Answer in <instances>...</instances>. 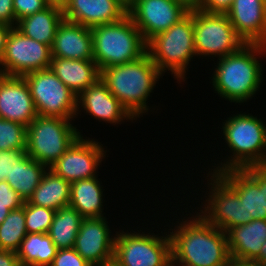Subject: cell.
Returning a JSON list of instances; mask_svg holds the SVG:
<instances>
[{
  "mask_svg": "<svg viewBox=\"0 0 266 266\" xmlns=\"http://www.w3.org/2000/svg\"><path fill=\"white\" fill-rule=\"evenodd\" d=\"M191 218L177 221L179 225L169 229L172 232L168 231L172 263L175 266H223L230 259L227 234L209 224L198 212Z\"/></svg>",
  "mask_w": 266,
  "mask_h": 266,
  "instance_id": "6da1fadb",
  "label": "cell"
},
{
  "mask_svg": "<svg viewBox=\"0 0 266 266\" xmlns=\"http://www.w3.org/2000/svg\"><path fill=\"white\" fill-rule=\"evenodd\" d=\"M264 53L265 44L246 43L238 51L218 58L210 82L215 93L230 103L241 104L253 98L264 81L263 65L259 63Z\"/></svg>",
  "mask_w": 266,
  "mask_h": 266,
  "instance_id": "7a4b0ae2",
  "label": "cell"
},
{
  "mask_svg": "<svg viewBox=\"0 0 266 266\" xmlns=\"http://www.w3.org/2000/svg\"><path fill=\"white\" fill-rule=\"evenodd\" d=\"M161 76L147 53L136 61L100 71L101 80L134 119L150 110L147 100Z\"/></svg>",
  "mask_w": 266,
  "mask_h": 266,
  "instance_id": "3957f363",
  "label": "cell"
},
{
  "mask_svg": "<svg viewBox=\"0 0 266 266\" xmlns=\"http://www.w3.org/2000/svg\"><path fill=\"white\" fill-rule=\"evenodd\" d=\"M224 121L221 132L232 155L209 172L217 174L229 169L266 166V123L263 119L244 112Z\"/></svg>",
  "mask_w": 266,
  "mask_h": 266,
  "instance_id": "277c9868",
  "label": "cell"
},
{
  "mask_svg": "<svg viewBox=\"0 0 266 266\" xmlns=\"http://www.w3.org/2000/svg\"><path fill=\"white\" fill-rule=\"evenodd\" d=\"M94 62L101 71L138 60L147 53V42L127 14L119 21L91 28Z\"/></svg>",
  "mask_w": 266,
  "mask_h": 266,
  "instance_id": "5b68a950",
  "label": "cell"
},
{
  "mask_svg": "<svg viewBox=\"0 0 266 266\" xmlns=\"http://www.w3.org/2000/svg\"><path fill=\"white\" fill-rule=\"evenodd\" d=\"M146 50L162 75L170 71L177 82H184L187 79L186 72L189 71L187 67L191 59L196 57L193 8L168 30L150 38Z\"/></svg>",
  "mask_w": 266,
  "mask_h": 266,
  "instance_id": "8992f818",
  "label": "cell"
},
{
  "mask_svg": "<svg viewBox=\"0 0 266 266\" xmlns=\"http://www.w3.org/2000/svg\"><path fill=\"white\" fill-rule=\"evenodd\" d=\"M72 120L37 115L27 126L26 153L50 168L80 137Z\"/></svg>",
  "mask_w": 266,
  "mask_h": 266,
  "instance_id": "52a82bcc",
  "label": "cell"
},
{
  "mask_svg": "<svg viewBox=\"0 0 266 266\" xmlns=\"http://www.w3.org/2000/svg\"><path fill=\"white\" fill-rule=\"evenodd\" d=\"M116 231L114 260L120 266H169L172 263L171 239L142 230Z\"/></svg>",
  "mask_w": 266,
  "mask_h": 266,
  "instance_id": "ba28073f",
  "label": "cell"
},
{
  "mask_svg": "<svg viewBox=\"0 0 266 266\" xmlns=\"http://www.w3.org/2000/svg\"><path fill=\"white\" fill-rule=\"evenodd\" d=\"M193 26L197 57L221 58L246 44L226 14L206 13L193 8Z\"/></svg>",
  "mask_w": 266,
  "mask_h": 266,
  "instance_id": "9c48e42d",
  "label": "cell"
},
{
  "mask_svg": "<svg viewBox=\"0 0 266 266\" xmlns=\"http://www.w3.org/2000/svg\"><path fill=\"white\" fill-rule=\"evenodd\" d=\"M23 77L30 88L38 115L74 121L77 115V96L50 68L34 71Z\"/></svg>",
  "mask_w": 266,
  "mask_h": 266,
  "instance_id": "30bf717a",
  "label": "cell"
},
{
  "mask_svg": "<svg viewBox=\"0 0 266 266\" xmlns=\"http://www.w3.org/2000/svg\"><path fill=\"white\" fill-rule=\"evenodd\" d=\"M51 47L37 42L13 27L0 58V74L21 76L50 67Z\"/></svg>",
  "mask_w": 266,
  "mask_h": 266,
  "instance_id": "8fae6325",
  "label": "cell"
},
{
  "mask_svg": "<svg viewBox=\"0 0 266 266\" xmlns=\"http://www.w3.org/2000/svg\"><path fill=\"white\" fill-rule=\"evenodd\" d=\"M207 177H210L206 178L210 181L207 182L209 195L198 213L209 224L227 233L233 227L252 221L246 219V212L237 193L218 174L209 172Z\"/></svg>",
  "mask_w": 266,
  "mask_h": 266,
  "instance_id": "7c38bea8",
  "label": "cell"
},
{
  "mask_svg": "<svg viewBox=\"0 0 266 266\" xmlns=\"http://www.w3.org/2000/svg\"><path fill=\"white\" fill-rule=\"evenodd\" d=\"M190 9L191 7L181 0H133L127 14L147 42L178 23Z\"/></svg>",
  "mask_w": 266,
  "mask_h": 266,
  "instance_id": "4fadbf2b",
  "label": "cell"
},
{
  "mask_svg": "<svg viewBox=\"0 0 266 266\" xmlns=\"http://www.w3.org/2000/svg\"><path fill=\"white\" fill-rule=\"evenodd\" d=\"M83 138L80 136L49 168L70 183L98 176V167L106 157L107 149L101 142Z\"/></svg>",
  "mask_w": 266,
  "mask_h": 266,
  "instance_id": "5bb4252c",
  "label": "cell"
},
{
  "mask_svg": "<svg viewBox=\"0 0 266 266\" xmlns=\"http://www.w3.org/2000/svg\"><path fill=\"white\" fill-rule=\"evenodd\" d=\"M108 224L105 217L84 218L81 223L74 249L91 266L114 257L116 235H111Z\"/></svg>",
  "mask_w": 266,
  "mask_h": 266,
  "instance_id": "9a60e30c",
  "label": "cell"
},
{
  "mask_svg": "<svg viewBox=\"0 0 266 266\" xmlns=\"http://www.w3.org/2000/svg\"><path fill=\"white\" fill-rule=\"evenodd\" d=\"M37 115L25 78L0 74V118L27 127Z\"/></svg>",
  "mask_w": 266,
  "mask_h": 266,
  "instance_id": "2e32d148",
  "label": "cell"
},
{
  "mask_svg": "<svg viewBox=\"0 0 266 266\" xmlns=\"http://www.w3.org/2000/svg\"><path fill=\"white\" fill-rule=\"evenodd\" d=\"M80 108L91 117L110 124H122L124 120L133 122L135 119L122 106L120 101L111 94L107 85L99 78L93 85L77 96V115Z\"/></svg>",
  "mask_w": 266,
  "mask_h": 266,
  "instance_id": "e0dca14e",
  "label": "cell"
},
{
  "mask_svg": "<svg viewBox=\"0 0 266 266\" xmlns=\"http://www.w3.org/2000/svg\"><path fill=\"white\" fill-rule=\"evenodd\" d=\"M226 15L245 43L266 45V0H233Z\"/></svg>",
  "mask_w": 266,
  "mask_h": 266,
  "instance_id": "ac0fdd59",
  "label": "cell"
},
{
  "mask_svg": "<svg viewBox=\"0 0 266 266\" xmlns=\"http://www.w3.org/2000/svg\"><path fill=\"white\" fill-rule=\"evenodd\" d=\"M63 14L65 20L92 28L119 21L127 8L118 0H70Z\"/></svg>",
  "mask_w": 266,
  "mask_h": 266,
  "instance_id": "d6986e66",
  "label": "cell"
},
{
  "mask_svg": "<svg viewBox=\"0 0 266 266\" xmlns=\"http://www.w3.org/2000/svg\"><path fill=\"white\" fill-rule=\"evenodd\" d=\"M51 50L52 57L94 60L91 28L63 19Z\"/></svg>",
  "mask_w": 266,
  "mask_h": 266,
  "instance_id": "ffe728a7",
  "label": "cell"
},
{
  "mask_svg": "<svg viewBox=\"0 0 266 266\" xmlns=\"http://www.w3.org/2000/svg\"><path fill=\"white\" fill-rule=\"evenodd\" d=\"M230 258L260 263V249L266 241V220L256 219L227 233Z\"/></svg>",
  "mask_w": 266,
  "mask_h": 266,
  "instance_id": "44dd1931",
  "label": "cell"
},
{
  "mask_svg": "<svg viewBox=\"0 0 266 266\" xmlns=\"http://www.w3.org/2000/svg\"><path fill=\"white\" fill-rule=\"evenodd\" d=\"M217 174L237 193L246 219L264 220L263 188L244 169H229Z\"/></svg>",
  "mask_w": 266,
  "mask_h": 266,
  "instance_id": "7402d4cb",
  "label": "cell"
},
{
  "mask_svg": "<svg viewBox=\"0 0 266 266\" xmlns=\"http://www.w3.org/2000/svg\"><path fill=\"white\" fill-rule=\"evenodd\" d=\"M49 68L76 96L100 78L94 60L52 57Z\"/></svg>",
  "mask_w": 266,
  "mask_h": 266,
  "instance_id": "603a6c76",
  "label": "cell"
},
{
  "mask_svg": "<svg viewBox=\"0 0 266 266\" xmlns=\"http://www.w3.org/2000/svg\"><path fill=\"white\" fill-rule=\"evenodd\" d=\"M99 178L91 177L71 183L69 206L83 218L106 217L103 213V186Z\"/></svg>",
  "mask_w": 266,
  "mask_h": 266,
  "instance_id": "cb8c5ba5",
  "label": "cell"
},
{
  "mask_svg": "<svg viewBox=\"0 0 266 266\" xmlns=\"http://www.w3.org/2000/svg\"><path fill=\"white\" fill-rule=\"evenodd\" d=\"M63 19L62 10L48 7L22 18L17 22L16 28L25 36L52 48L56 30Z\"/></svg>",
  "mask_w": 266,
  "mask_h": 266,
  "instance_id": "d4e9b609",
  "label": "cell"
},
{
  "mask_svg": "<svg viewBox=\"0 0 266 266\" xmlns=\"http://www.w3.org/2000/svg\"><path fill=\"white\" fill-rule=\"evenodd\" d=\"M70 191L71 183L48 168L27 202L56 211L69 206Z\"/></svg>",
  "mask_w": 266,
  "mask_h": 266,
  "instance_id": "484cf974",
  "label": "cell"
},
{
  "mask_svg": "<svg viewBox=\"0 0 266 266\" xmlns=\"http://www.w3.org/2000/svg\"><path fill=\"white\" fill-rule=\"evenodd\" d=\"M57 251L47 233H27L16 253L22 266H50Z\"/></svg>",
  "mask_w": 266,
  "mask_h": 266,
  "instance_id": "4316f807",
  "label": "cell"
},
{
  "mask_svg": "<svg viewBox=\"0 0 266 266\" xmlns=\"http://www.w3.org/2000/svg\"><path fill=\"white\" fill-rule=\"evenodd\" d=\"M48 168L26 154L15 164L5 181L19 194L23 201L33 194Z\"/></svg>",
  "mask_w": 266,
  "mask_h": 266,
  "instance_id": "83f0119b",
  "label": "cell"
},
{
  "mask_svg": "<svg viewBox=\"0 0 266 266\" xmlns=\"http://www.w3.org/2000/svg\"><path fill=\"white\" fill-rule=\"evenodd\" d=\"M83 219L80 213L70 206L56 210L47 234L58 250L74 248Z\"/></svg>",
  "mask_w": 266,
  "mask_h": 266,
  "instance_id": "f1b7e54d",
  "label": "cell"
},
{
  "mask_svg": "<svg viewBox=\"0 0 266 266\" xmlns=\"http://www.w3.org/2000/svg\"><path fill=\"white\" fill-rule=\"evenodd\" d=\"M27 235L24 204L11 210L0 224V250L17 252Z\"/></svg>",
  "mask_w": 266,
  "mask_h": 266,
  "instance_id": "f546056e",
  "label": "cell"
},
{
  "mask_svg": "<svg viewBox=\"0 0 266 266\" xmlns=\"http://www.w3.org/2000/svg\"><path fill=\"white\" fill-rule=\"evenodd\" d=\"M26 131L23 124L0 118V151L26 150Z\"/></svg>",
  "mask_w": 266,
  "mask_h": 266,
  "instance_id": "4dcf8cb0",
  "label": "cell"
},
{
  "mask_svg": "<svg viewBox=\"0 0 266 266\" xmlns=\"http://www.w3.org/2000/svg\"><path fill=\"white\" fill-rule=\"evenodd\" d=\"M24 212L27 233H48L56 211L25 201Z\"/></svg>",
  "mask_w": 266,
  "mask_h": 266,
  "instance_id": "1f68e13d",
  "label": "cell"
},
{
  "mask_svg": "<svg viewBox=\"0 0 266 266\" xmlns=\"http://www.w3.org/2000/svg\"><path fill=\"white\" fill-rule=\"evenodd\" d=\"M45 0H13L15 23L22 18L48 8Z\"/></svg>",
  "mask_w": 266,
  "mask_h": 266,
  "instance_id": "d6a6232c",
  "label": "cell"
},
{
  "mask_svg": "<svg viewBox=\"0 0 266 266\" xmlns=\"http://www.w3.org/2000/svg\"><path fill=\"white\" fill-rule=\"evenodd\" d=\"M26 150L11 149L6 151H0V176L1 181L5 180L15 164L26 155Z\"/></svg>",
  "mask_w": 266,
  "mask_h": 266,
  "instance_id": "836d02e7",
  "label": "cell"
},
{
  "mask_svg": "<svg viewBox=\"0 0 266 266\" xmlns=\"http://www.w3.org/2000/svg\"><path fill=\"white\" fill-rule=\"evenodd\" d=\"M50 266H91L74 248L60 249Z\"/></svg>",
  "mask_w": 266,
  "mask_h": 266,
  "instance_id": "e575fe53",
  "label": "cell"
},
{
  "mask_svg": "<svg viewBox=\"0 0 266 266\" xmlns=\"http://www.w3.org/2000/svg\"><path fill=\"white\" fill-rule=\"evenodd\" d=\"M0 204L7 205L10 210L23 206L24 201L19 194L5 181H0Z\"/></svg>",
  "mask_w": 266,
  "mask_h": 266,
  "instance_id": "d590c367",
  "label": "cell"
},
{
  "mask_svg": "<svg viewBox=\"0 0 266 266\" xmlns=\"http://www.w3.org/2000/svg\"><path fill=\"white\" fill-rule=\"evenodd\" d=\"M232 4L233 0H197L194 8L206 13L226 14Z\"/></svg>",
  "mask_w": 266,
  "mask_h": 266,
  "instance_id": "8d00e7d4",
  "label": "cell"
},
{
  "mask_svg": "<svg viewBox=\"0 0 266 266\" xmlns=\"http://www.w3.org/2000/svg\"><path fill=\"white\" fill-rule=\"evenodd\" d=\"M243 169L263 188L264 220H266V166H248Z\"/></svg>",
  "mask_w": 266,
  "mask_h": 266,
  "instance_id": "74e56055",
  "label": "cell"
},
{
  "mask_svg": "<svg viewBox=\"0 0 266 266\" xmlns=\"http://www.w3.org/2000/svg\"><path fill=\"white\" fill-rule=\"evenodd\" d=\"M0 23L16 27L13 0H0Z\"/></svg>",
  "mask_w": 266,
  "mask_h": 266,
  "instance_id": "f35d334b",
  "label": "cell"
},
{
  "mask_svg": "<svg viewBox=\"0 0 266 266\" xmlns=\"http://www.w3.org/2000/svg\"><path fill=\"white\" fill-rule=\"evenodd\" d=\"M0 266H21L17 253L0 250Z\"/></svg>",
  "mask_w": 266,
  "mask_h": 266,
  "instance_id": "ab89813d",
  "label": "cell"
},
{
  "mask_svg": "<svg viewBox=\"0 0 266 266\" xmlns=\"http://www.w3.org/2000/svg\"><path fill=\"white\" fill-rule=\"evenodd\" d=\"M12 28V26L0 23V58L4 54L7 39Z\"/></svg>",
  "mask_w": 266,
  "mask_h": 266,
  "instance_id": "60d3db41",
  "label": "cell"
},
{
  "mask_svg": "<svg viewBox=\"0 0 266 266\" xmlns=\"http://www.w3.org/2000/svg\"><path fill=\"white\" fill-rule=\"evenodd\" d=\"M223 266H262L256 261L230 258Z\"/></svg>",
  "mask_w": 266,
  "mask_h": 266,
  "instance_id": "b9f144b4",
  "label": "cell"
},
{
  "mask_svg": "<svg viewBox=\"0 0 266 266\" xmlns=\"http://www.w3.org/2000/svg\"><path fill=\"white\" fill-rule=\"evenodd\" d=\"M49 7H55L60 10H64L69 4L70 0H45Z\"/></svg>",
  "mask_w": 266,
  "mask_h": 266,
  "instance_id": "7bdbcfd3",
  "label": "cell"
},
{
  "mask_svg": "<svg viewBox=\"0 0 266 266\" xmlns=\"http://www.w3.org/2000/svg\"><path fill=\"white\" fill-rule=\"evenodd\" d=\"M10 211L11 210L7 207V205L0 204V224L5 220Z\"/></svg>",
  "mask_w": 266,
  "mask_h": 266,
  "instance_id": "ee69618b",
  "label": "cell"
},
{
  "mask_svg": "<svg viewBox=\"0 0 266 266\" xmlns=\"http://www.w3.org/2000/svg\"><path fill=\"white\" fill-rule=\"evenodd\" d=\"M260 265L266 266V241L263 243L260 249Z\"/></svg>",
  "mask_w": 266,
  "mask_h": 266,
  "instance_id": "f6af8a7d",
  "label": "cell"
},
{
  "mask_svg": "<svg viewBox=\"0 0 266 266\" xmlns=\"http://www.w3.org/2000/svg\"><path fill=\"white\" fill-rule=\"evenodd\" d=\"M94 266H120V265L113 258L110 261L103 262V263H100V264H96Z\"/></svg>",
  "mask_w": 266,
  "mask_h": 266,
  "instance_id": "bcb514c9",
  "label": "cell"
},
{
  "mask_svg": "<svg viewBox=\"0 0 266 266\" xmlns=\"http://www.w3.org/2000/svg\"><path fill=\"white\" fill-rule=\"evenodd\" d=\"M120 3H122L127 9L131 6L133 3V0H118Z\"/></svg>",
  "mask_w": 266,
  "mask_h": 266,
  "instance_id": "7dc6e473",
  "label": "cell"
},
{
  "mask_svg": "<svg viewBox=\"0 0 266 266\" xmlns=\"http://www.w3.org/2000/svg\"><path fill=\"white\" fill-rule=\"evenodd\" d=\"M181 1L185 2L191 8H194L197 3V0H181Z\"/></svg>",
  "mask_w": 266,
  "mask_h": 266,
  "instance_id": "c3c4849f",
  "label": "cell"
}]
</instances>
